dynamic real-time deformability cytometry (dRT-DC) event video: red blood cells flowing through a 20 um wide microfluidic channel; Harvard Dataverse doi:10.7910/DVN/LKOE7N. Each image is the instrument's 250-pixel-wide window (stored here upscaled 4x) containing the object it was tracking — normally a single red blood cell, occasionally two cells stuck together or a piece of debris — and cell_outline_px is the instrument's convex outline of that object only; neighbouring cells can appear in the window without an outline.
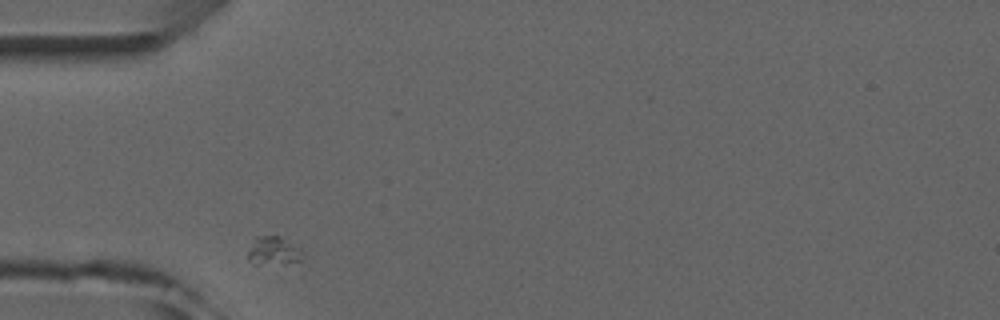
{"species": "common noctule bat (a hibernating species)", "species_latin": "Nyctalus noctula", "temperature_condition": "room temperature", "stored_images_in_passage": 2, "camera_frame_rate_fps": 3000, "um_per_image_px": 0.085, "animal": {"sex": "male", "forearm_length_mm": 52.5}, "frame": {"image": 1, "passage_image": 1, "time_ms": 0.0, "image_size_px": [1000, 320], "cell_outline_px": [[308, 268], [300, 276], [256, 264], [248, 260], [248, 252], [256, 236], [280, 236], [300, 248], [304, 252], [308, 264]], "centroid_in_image_um": [23.63, 21.66], "position_along_channel_um": 61.4, "area_um2": 12.02}}
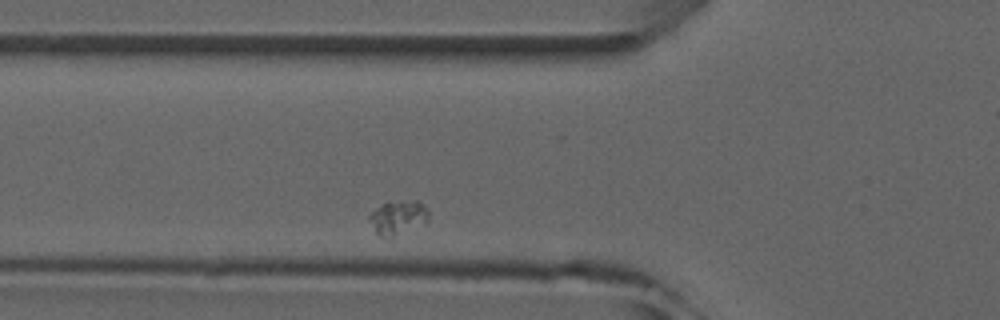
{"frame": {"image": 2, "passage_image": 2, "time_ms": 1.0, "image_size_px": [1000, 320], "cell_outline_px": [[428, 224], [392, 236], [380, 236], [376, 232], [368, 220], [368, 216], [380, 204], [400, 200], [416, 200], [428, 208]], "centroid_in_image_um": [33.86, 18.47], "position_along_channel_um": 91.9, "area_um2": 11.91}}